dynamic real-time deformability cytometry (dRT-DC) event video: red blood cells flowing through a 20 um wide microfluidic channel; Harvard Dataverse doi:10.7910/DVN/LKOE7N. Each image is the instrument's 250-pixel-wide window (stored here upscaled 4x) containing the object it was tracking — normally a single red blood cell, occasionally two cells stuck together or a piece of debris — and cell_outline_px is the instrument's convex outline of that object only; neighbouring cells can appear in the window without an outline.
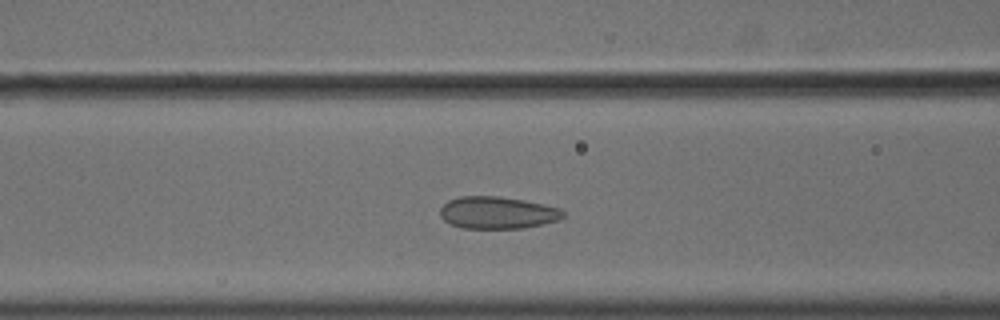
{"species": "common noctule bat (a hibernating species)", "species_latin": "Nyctalus noctula", "temperature_condition": "cold", "stored_images_in_passage": 45, "camera_frame_rate_fps": 3000, "um_per_image_px": 0.085, "animal": {"sex": "male", "body_mass_g": 18.8}, "frame": {"image": 1, "passage_image": 13, "time_ms": 4.0, "image_size_px": [1000, 320], "cell_outline_px": [[564, 216], [560, 220], [524, 228], [460, 228], [444, 220], [440, 216], [440, 208], [448, 200], [460, 196], [496, 196], [524, 200], [544, 204], [560, 208], [564, 212]], "centroid_in_image_um": [42.29, 18.07], "position_along_channel_um": 124.3, "area_um2": 23.12}}
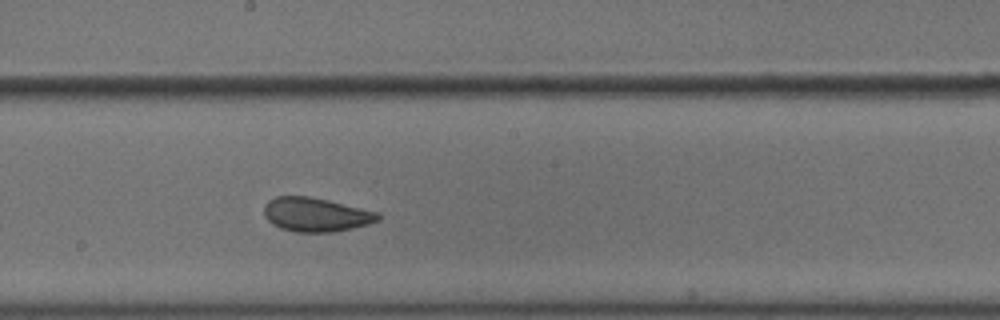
{"frame": {"image": 2, "passage_image": 21, "time_ms": 6.667, "image_size_px": [1000, 320], "cell_outline_px": [[380, 220], [368, 224], [352, 228], [332, 232], [296, 232], [280, 228], [272, 224], [264, 216], [264, 204], [268, 200], [276, 196], [308, 196], [328, 200], [376, 212], [380, 216]], "centroid_in_image_um": [26.8, 18.24], "position_along_channel_um": 221.4, "area_um2": 22.48}}
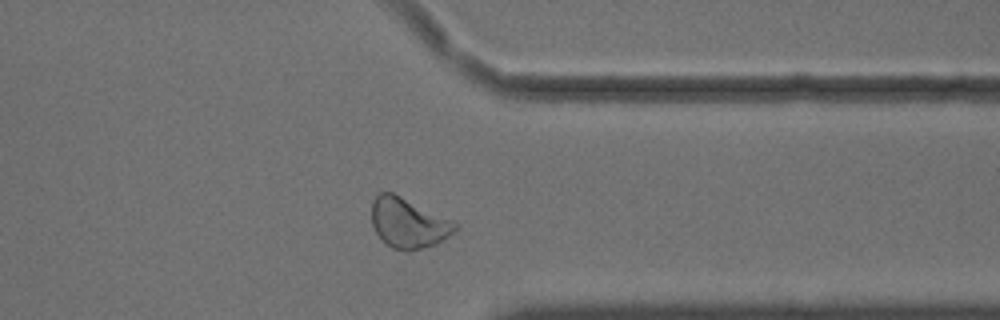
{"frame": {"image": 3, "passage_image": 34, "time_ms": 11.0, "image_size_px": [1000, 320], "cell_outline_px": [[460, 228], [444, 240], [436, 244], [424, 248], [404, 252], [392, 248], [376, 232], [372, 224], [372, 200], [380, 192], [392, 192], [452, 220], [460, 224]], "centroid_in_image_um": [34.75, 18.97], "position_along_channel_um": 376.7, "area_um2": 24.39}, "authors_computed_cell_mechanics": {"area_um2": 23.8136, "velocity_mm_per_s": 3.6416, "shape_relaxation_time_tau1_ms": 6.1732, "shape_relaxation_time_tau2_ms": 1.2919, "deformation_change_tau1": 0.0891, "deformation_change_tau2": 0.0432}}